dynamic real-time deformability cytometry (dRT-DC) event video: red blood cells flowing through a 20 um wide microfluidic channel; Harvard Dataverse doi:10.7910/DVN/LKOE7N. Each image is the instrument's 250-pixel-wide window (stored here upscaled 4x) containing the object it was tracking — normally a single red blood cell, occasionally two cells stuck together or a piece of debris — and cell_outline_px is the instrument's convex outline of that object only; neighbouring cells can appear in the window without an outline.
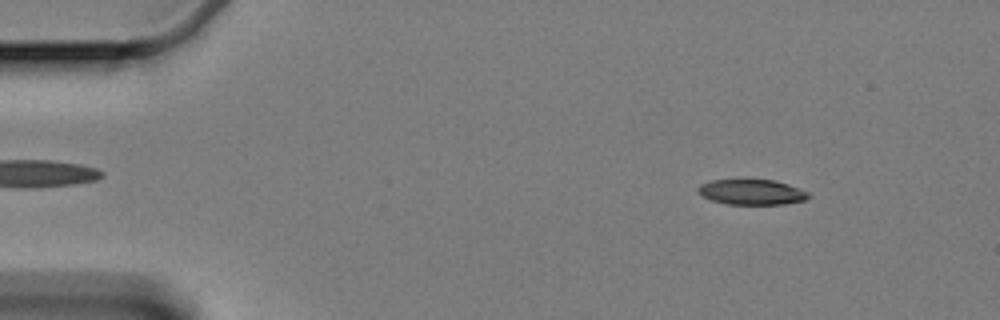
{"species": "Egyptian fruit bat (a non-hibernating species)", "species_latin": "Rousettus aegyptiacus", "temperature_condition": "cold", "stored_images_in_passage": 57, "camera_frame_rate_fps": 3000, "um_per_image_px": 0.085, "animal": {"sex": "female"}, "frame": {"image": 1, "passage_image": 5, "time_ms": 1.333, "image_size_px": [1000, 320], "cell_outline_px": [[812, 196], [804, 200], [784, 204], [728, 204], [712, 200], [696, 192], [696, 188], [700, 184], [712, 180], [776, 180], [800, 188], [808, 192]], "centroid_in_image_um": [63.91, 16.32], "position_along_channel_um": 21.1, "area_um2": 16.3}}
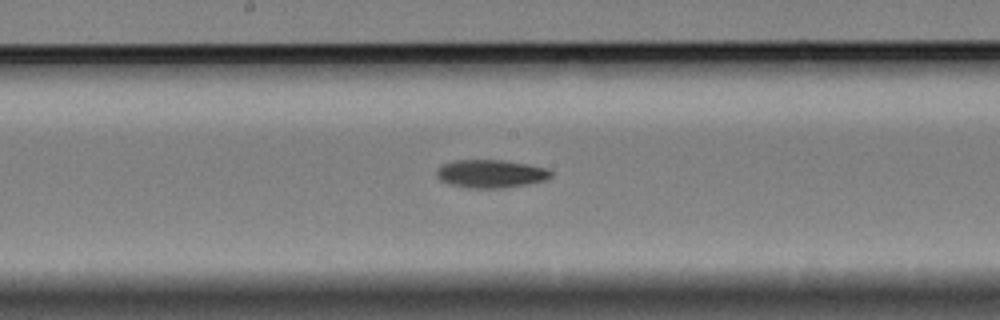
{"frame": {"image": 2, "passage_image": 29, "time_ms": 9.333, "image_size_px": [1000, 320], "cell_outline_px": [[552, 176], [544, 180], [528, 184], [504, 188], [468, 188], [448, 184], [440, 180], [436, 176], [436, 172], [444, 164], [452, 160], [500, 160], [528, 164], [548, 168], [552, 172]], "centroid_in_image_um": [41.72, 14.77], "position_along_channel_um": 206.5, "area_um2": 18.79}}
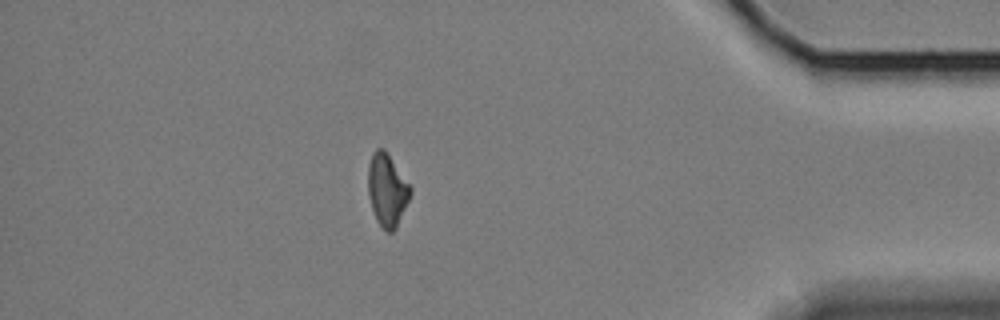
{"frame": {"image": 3, "passage_image": 50, "time_ms": 16.333, "image_size_px": [1000, 320], "cell_outline_px": [[412, 192], [396, 228], [392, 232], [388, 232], [376, 220], [372, 208], [368, 192], [368, 164], [372, 152], [376, 148], [384, 148], [412, 188]], "centroid_in_image_um": [32.89, 16.12], "position_along_channel_um": 402.3, "area_um2": 17.74}}